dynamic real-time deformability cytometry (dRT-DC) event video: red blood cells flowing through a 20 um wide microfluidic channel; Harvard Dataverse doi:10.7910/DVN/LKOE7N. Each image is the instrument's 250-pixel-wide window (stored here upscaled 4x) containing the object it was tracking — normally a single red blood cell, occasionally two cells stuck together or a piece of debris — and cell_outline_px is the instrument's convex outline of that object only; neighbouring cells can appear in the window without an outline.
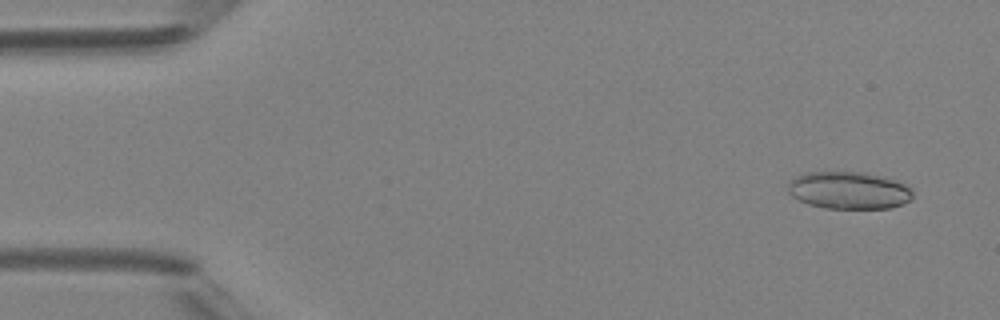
{"species": "Egyptian fruit bat (a non-hibernating species)", "species_latin": "Rousettus aegyptiacus", "temperature_condition": "room temperature", "stored_images_in_passage": 4, "camera_frame_rate_fps": 3000, "um_per_image_px": 0.085, "animal": {"sex": "female"}, "frame": {"image": 1, "passage_image": 1, "time_ms": 0.0, "image_size_px": [1000, 320], "cell_outline_px": [[912, 196], [908, 200], [892, 208], [824, 208], [808, 204], [792, 196], [788, 192], [788, 184], [796, 176], [804, 172], [864, 172], [880, 176], [904, 184], [912, 192]], "centroid_in_image_um": [72.09, 16.18], "position_along_channel_um": 12.9, "area_um2": 26.82}}
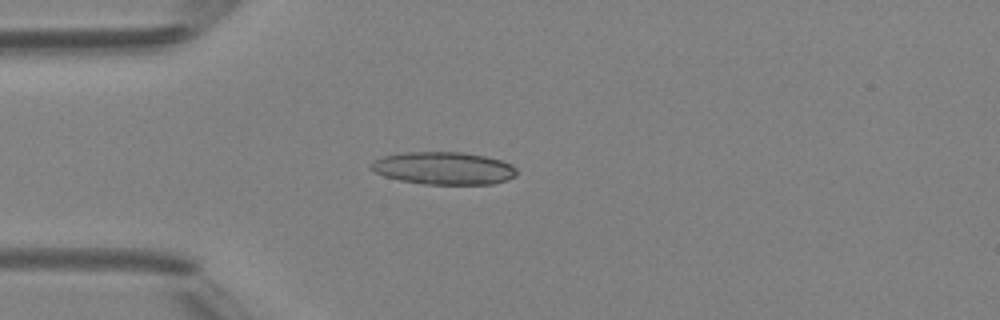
{"frame": {"image": 2, "passage_image": 4, "time_ms": 3.333, "image_size_px": [1000, 320], "cell_outline_px": [[516, 176], [492, 184], [424, 184], [400, 180], [384, 176], [368, 168], [368, 164], [372, 160], [384, 156], [404, 152], [460, 152], [484, 156], [500, 160], [512, 164], [516, 168]], "centroid_in_image_um": [37.67, 14.29], "position_along_channel_um": 47.3, "area_um2": 27.69}}